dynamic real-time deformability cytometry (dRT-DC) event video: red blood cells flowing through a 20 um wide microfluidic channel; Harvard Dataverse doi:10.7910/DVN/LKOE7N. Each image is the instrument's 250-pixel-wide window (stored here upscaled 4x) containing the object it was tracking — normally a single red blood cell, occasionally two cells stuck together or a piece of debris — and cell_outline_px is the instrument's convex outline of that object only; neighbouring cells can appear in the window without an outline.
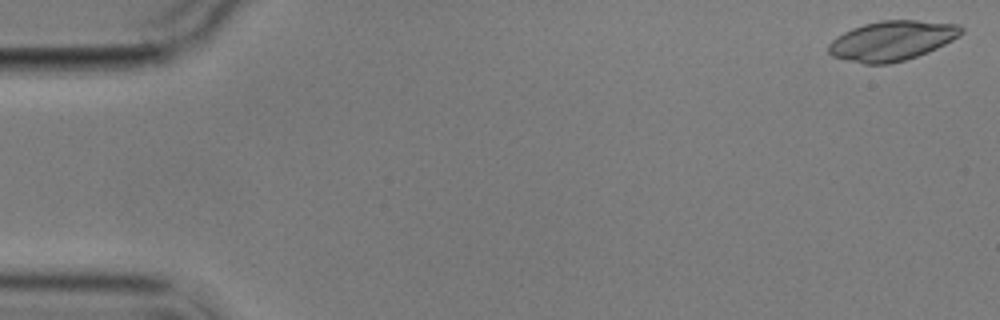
{"species": "common noctule bat (a hibernating species)", "species_latin": "Nyctalus noctula", "temperature_condition": "cold", "stored_images_in_passage": 5, "camera_frame_rate_fps": 3000, "um_per_image_px": 0.085, "animal": {"sex": "male", "body_mass_g": 17.9}, "frame": {"image": 1, "passage_image": 1, "time_ms": 0.0, "image_size_px": [1000, 320], "cell_outline_px": [[964, 32], [952, 40], [928, 52], [904, 60], [888, 64], [864, 64], [832, 56], [828, 52], [828, 44], [836, 36], [852, 28], [864, 24], [880, 20], [916, 20], [960, 24], [964, 28]], "centroid_in_image_um": [75.82, 3.45], "position_along_channel_um": 9.2, "area_um2": 30.75}}